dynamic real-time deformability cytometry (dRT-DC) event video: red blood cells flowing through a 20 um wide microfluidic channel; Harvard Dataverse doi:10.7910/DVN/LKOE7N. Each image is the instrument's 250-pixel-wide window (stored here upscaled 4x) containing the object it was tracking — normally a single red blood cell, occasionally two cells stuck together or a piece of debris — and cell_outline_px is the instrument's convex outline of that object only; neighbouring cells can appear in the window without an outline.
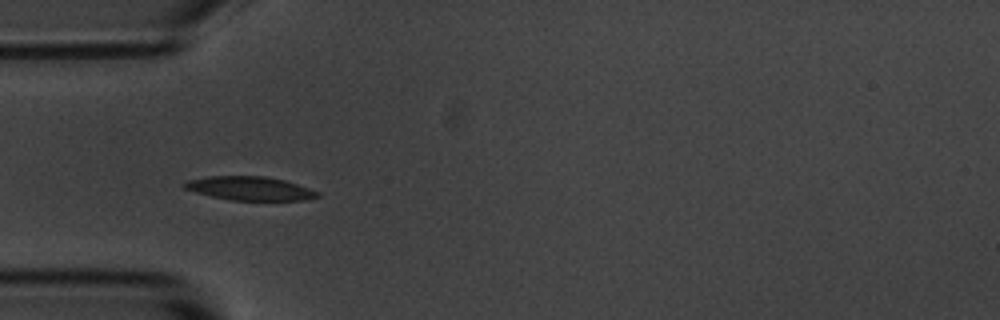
{"species": "common noctule bat (a hibernating species)", "species_latin": "Nyctalus noctula", "temperature_condition": "room temperature", "stored_images_in_passage": 6, "camera_frame_rate_fps": 3000, "um_per_image_px": 0.085, "animal": {"sex": "male", "body_mass_g": 20.1, "forearm_length_mm": 53.5}, "frame": {"image": 1, "passage_image": 2, "time_ms": 1.0, "image_size_px": [1000, 320], "cell_outline_px": [[320, 196], [304, 200], [228, 200], [196, 192], [184, 188], [180, 184], [188, 180], [208, 176], [264, 176], [284, 180], [320, 192]], "centroid_in_image_um": [21.21, 16.01], "position_along_channel_um": 63.8, "area_um2": 18.32}}
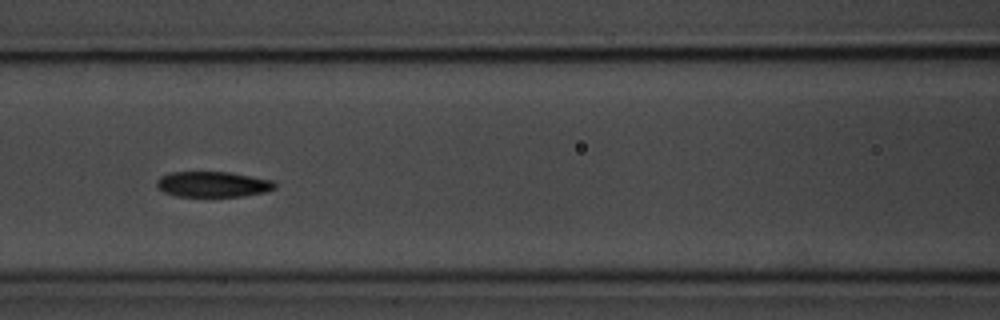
{"frame": {"image": 2, "passage_image": 4, "time_ms": 3.333, "image_size_px": [1000, 320], "cell_outline_px": [[276, 188], [264, 192], [244, 196], [176, 196], [164, 192], [156, 188], [156, 180], [160, 176], [168, 172], [228, 172], [272, 180], [276, 184]], "centroid_in_image_um": [18.04, 15.66], "position_along_channel_um": 148.6, "area_um2": 17.63}}
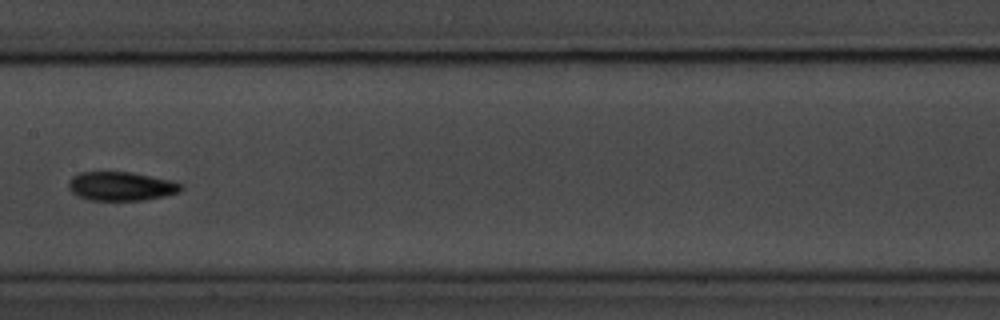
{"frame": {"image": 3, "passage_image": 5, "time_ms": 4.667, "image_size_px": [1000, 320], "cell_outline_px": [[184, 188], [180, 192], [164, 196], [144, 200], [88, 200], [76, 196], [68, 188], [68, 180], [72, 176], [80, 172], [132, 172], [176, 180], [184, 184]], "centroid_in_image_um": [10.34, 15.82], "position_along_channel_um": 197.1, "area_um2": 19.42}}